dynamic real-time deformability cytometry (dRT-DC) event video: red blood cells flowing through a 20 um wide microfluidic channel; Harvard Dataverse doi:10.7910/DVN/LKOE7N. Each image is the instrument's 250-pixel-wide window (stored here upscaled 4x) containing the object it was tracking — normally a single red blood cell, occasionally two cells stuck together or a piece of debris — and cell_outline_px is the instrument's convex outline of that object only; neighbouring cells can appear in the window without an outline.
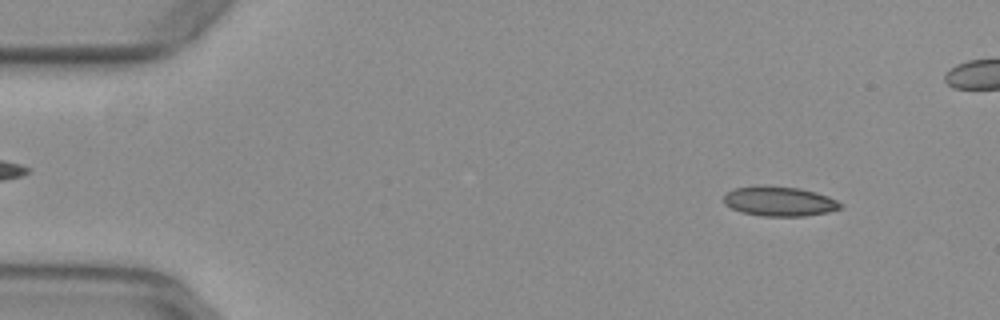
{"species": "common noctule bat (a hibernating species)", "species_latin": "Nyctalus noctula", "temperature_condition": "warm", "stored_images_in_passage": 48, "camera_frame_rate_fps": 3000, "um_per_image_px": 0.085, "animal": {"sex": "female", "body_mass_g": 29.2, "forearm_length_mm": 56.3}, "frame": {"image": 1, "passage_image": 5, "time_ms": 1.333, "image_size_px": [1000, 320], "cell_outline_px": [[844, 204], [840, 208], [828, 212], [804, 216], [764, 216], [740, 212], [724, 204], [724, 196], [732, 188], [756, 184], [764, 184], [800, 188], [816, 192], [828, 196]], "centroid_in_image_um": [66.22, 17.08], "position_along_channel_um": 18.8, "area_um2": 20.58}}
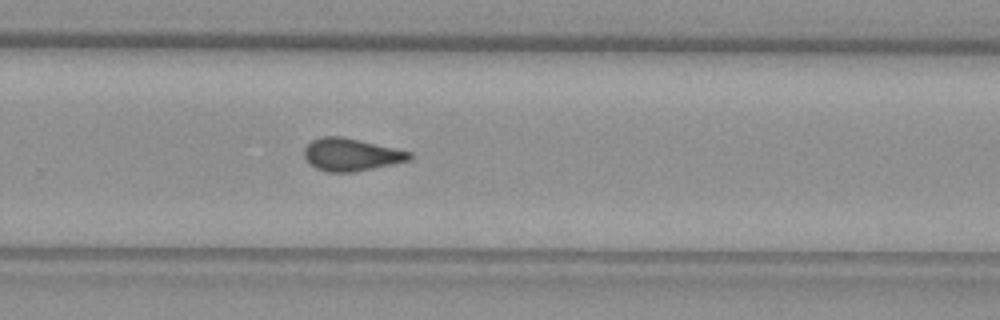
{"frame": {"image": 2, "passage_image": 34, "time_ms": 11.0, "image_size_px": [1000, 320], "cell_outline_px": [[412, 156], [408, 160], [392, 164], [352, 172], [328, 172], [316, 168], [308, 164], [304, 156], [304, 148], [312, 140], [320, 136], [340, 136], [360, 140], [412, 152]], "centroid_in_image_um": [29.8, 13.13], "position_along_channel_um": 300.0, "area_um2": 19.88}}
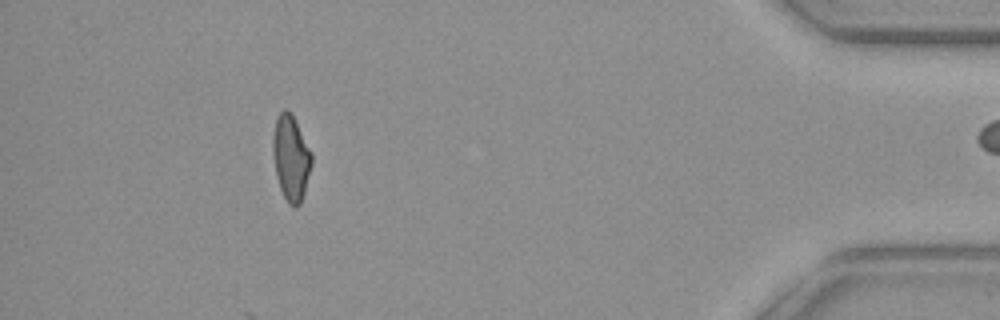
{"frame": {"image": 3, "passage_image": 47, "time_ms": 15.333, "image_size_px": [1000, 320], "cell_outline_px": [[312, 164], [304, 192], [300, 204], [296, 208], [292, 208], [288, 204], [280, 188], [276, 176], [272, 148], [272, 140], [276, 120], [280, 112], [284, 108], [292, 116], [312, 152]], "centroid_in_image_um": [24.73, 13.47], "position_along_channel_um": 410.5, "area_um2": 19.07}}